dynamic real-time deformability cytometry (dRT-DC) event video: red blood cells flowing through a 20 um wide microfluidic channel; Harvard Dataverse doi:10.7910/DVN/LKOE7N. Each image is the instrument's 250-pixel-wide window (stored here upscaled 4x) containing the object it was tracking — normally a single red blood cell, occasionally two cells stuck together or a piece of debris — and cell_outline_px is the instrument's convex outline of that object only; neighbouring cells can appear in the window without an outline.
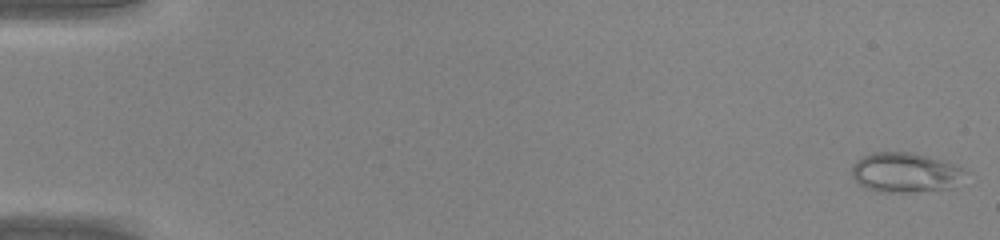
{"species": "common noctule bat (a hibernating species)", "species_latin": "Nyctalus noctula", "temperature_condition": "warm", "stored_images_in_passage": 45, "camera_frame_rate_fps": 3000, "um_per_image_px": 0.085, "animal": {"sex": "male", "body_mass_g": 20.0, "forearm_length_mm": 53.3}, "frame": {"image": 1, "passage_image": 1, "time_ms": 0.0, "image_size_px": [1000, 240], "cell_outline_px": [[968, 172], [956, 188], [912, 192], [880, 192], [864, 188], [852, 176], [852, 164], [856, 160], [872, 152], [912, 152], [944, 160], [968, 168]], "centroid_in_image_um": [77.03, 14.67], "position_along_channel_um": 8.0, "area_um2": 26.99}}
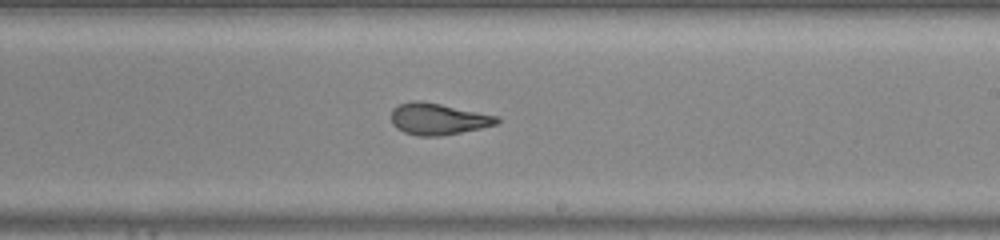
{"frame": {"image": 2, "passage_image": 28, "time_ms": 9.0, "image_size_px": [1000, 240], "cell_outline_px": [[500, 120], [496, 124], [480, 128], [440, 136], [416, 136], [404, 132], [396, 128], [392, 124], [392, 108], [400, 104], [416, 100], [420, 100], [500, 116]], "centroid_in_image_um": [37.23, 10.11], "position_along_channel_um": 251.8, "area_um2": 19.36}}
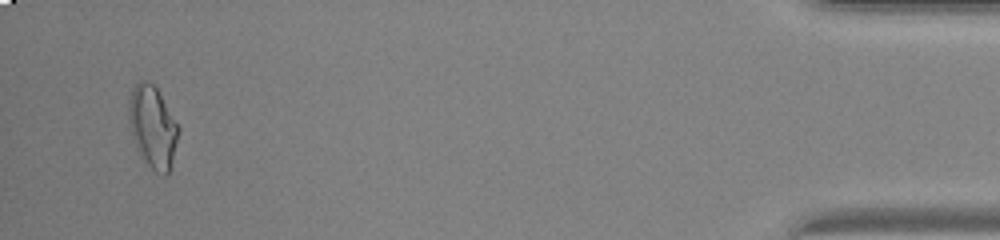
{"frame": {"image": 3, "passage_image": 44, "time_ms": 14.333, "image_size_px": [1000, 240], "cell_outline_px": [[180, 132], [172, 160], [168, 172], [164, 176], [156, 172], [140, 156], [132, 132], [128, 112], [128, 104], [132, 88], [140, 80], [144, 80], [152, 84], [156, 88], [180, 128]], "centroid_in_image_um": [12.99, 10.78], "position_along_channel_um": 422.2, "area_um2": 23.24}}